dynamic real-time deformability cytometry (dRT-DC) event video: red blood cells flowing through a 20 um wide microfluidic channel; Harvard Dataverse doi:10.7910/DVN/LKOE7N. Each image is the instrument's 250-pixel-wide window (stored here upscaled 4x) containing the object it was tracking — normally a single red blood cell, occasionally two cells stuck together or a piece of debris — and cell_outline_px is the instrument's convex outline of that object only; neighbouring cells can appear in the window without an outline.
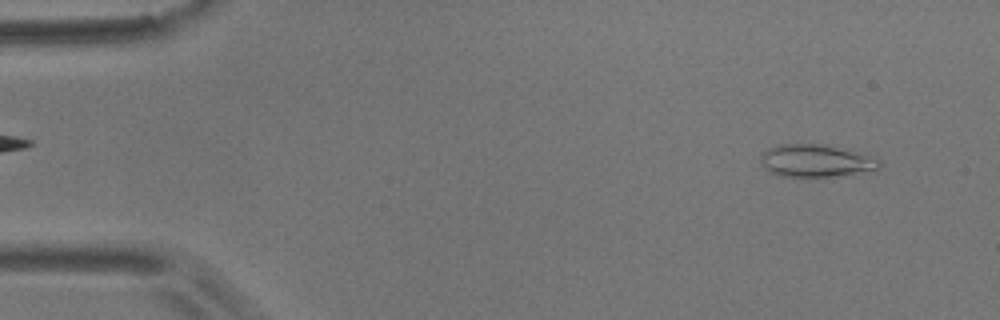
{"species": "common noctule bat (a hibernating species)", "species_latin": "Nyctalus noctula", "temperature_condition": "room temperature", "stored_images_in_passage": 6, "camera_frame_rate_fps": 3000, "um_per_image_px": 0.085, "animal": {"sex": "male", "body_mass_g": 17.9}, "frame": {"image": 1, "passage_image": 2, "time_ms": 1.333, "image_size_px": [1000, 320], "cell_outline_px": [[880, 168], [832, 176], [776, 176], [768, 172], [760, 164], [760, 156], [768, 148], [776, 144], [820, 144], [852, 152], [880, 160]], "centroid_in_image_um": [69.18, 13.67], "position_along_channel_um": 15.8, "area_um2": 21.85}}